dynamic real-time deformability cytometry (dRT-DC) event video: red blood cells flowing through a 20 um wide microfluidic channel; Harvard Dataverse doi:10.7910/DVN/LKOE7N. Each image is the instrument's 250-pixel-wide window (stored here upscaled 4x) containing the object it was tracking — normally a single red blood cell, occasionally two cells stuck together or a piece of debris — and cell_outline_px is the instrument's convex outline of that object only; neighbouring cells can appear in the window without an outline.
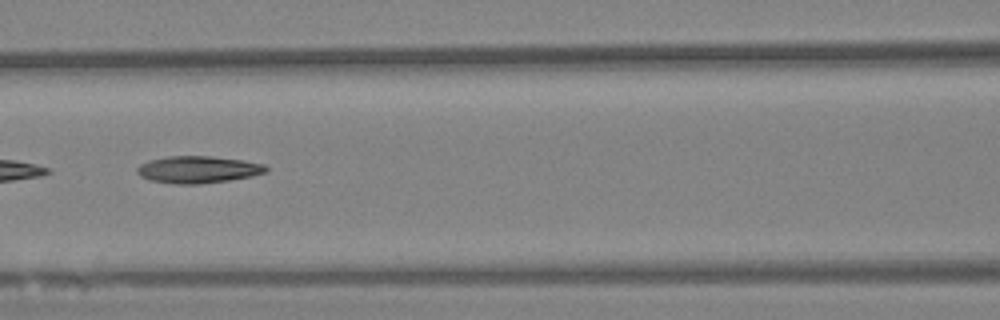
{"species": "Egyptian fruit bat (a non-hibernating species)", "species_latin": "Rousettus aegyptiacus", "temperature_condition": "warm", "stored_images_in_passage": 49, "camera_frame_rate_fps": 3000, "um_per_image_px": 0.085, "animal": {"sex": "female"}, "frame": {"image": 1, "passage_image": 15, "time_ms": 4.667, "image_size_px": [1000, 320], "cell_outline_px": [[268, 172], [252, 176], [228, 180], [200, 184], [176, 184], [148, 180], [140, 176], [136, 172], [136, 168], [140, 164], [152, 160], [168, 156], [212, 156], [244, 160], [264, 164], [268, 168]], "centroid_in_image_um": [16.84, 14.41], "position_along_channel_um": 149.8, "area_um2": 20.4}}
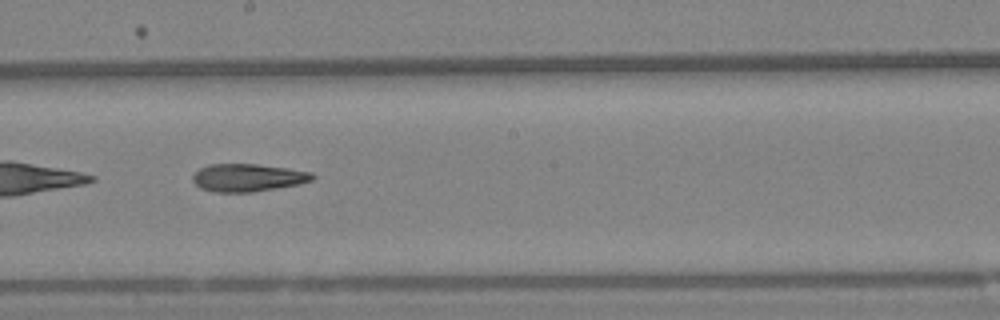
{"frame": {"image": 2, "passage_image": 22, "time_ms": 7.0, "image_size_px": [1000, 320], "cell_outline_px": [[316, 176], [312, 180], [296, 184], [252, 192], [216, 192], [200, 188], [192, 180], [192, 176], [200, 168], [208, 164], [256, 164], [288, 168], [312, 172]], "centroid_in_image_um": [21.04, 15.09], "position_along_channel_um": 227.2, "area_um2": 19.19}, "authors_computed_cell_mechanics": {"area_um2": 19.3052, "velocity_mm_per_s": 3.3502, "shape_relaxation_time_tau1_ms": null, "shape_relaxation_time_tau2_ms": 10.2843, "deformation_change_tau1": null, "deformation_change_tau2": 0.2384}}